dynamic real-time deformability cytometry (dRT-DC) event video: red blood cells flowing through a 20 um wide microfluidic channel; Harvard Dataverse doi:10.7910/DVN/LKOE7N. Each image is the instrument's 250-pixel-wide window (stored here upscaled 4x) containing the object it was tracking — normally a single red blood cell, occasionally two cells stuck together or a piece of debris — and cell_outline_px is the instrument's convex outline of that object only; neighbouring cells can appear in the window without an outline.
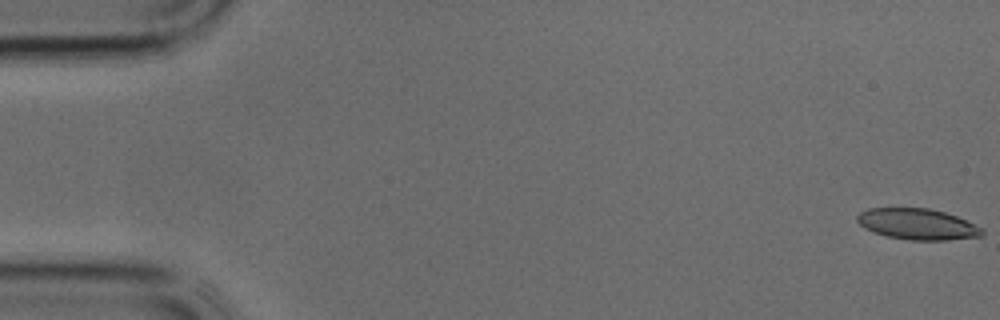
{"species": "common noctule bat (a hibernating species)", "species_latin": "Nyctalus noctula", "temperature_condition": "cold", "stored_images_in_passage": 38, "camera_frame_rate_fps": 3000, "um_per_image_px": 0.085, "animal": {"sex": "male", "body_mass_g": 17.9, "forearm_length_mm": 54.2}, "frame": {"image": 1, "passage_image": 1, "time_ms": 0.0, "image_size_px": [1000, 320], "cell_outline_px": [[984, 236], [948, 240], [908, 240], [888, 236], [864, 228], [856, 220], [856, 216], [860, 212], [868, 208], [928, 208], [944, 212], [956, 216], [984, 228]], "centroid_in_image_um": [78.01, 19.05], "position_along_channel_um": 7.0, "area_um2": 22.6}}
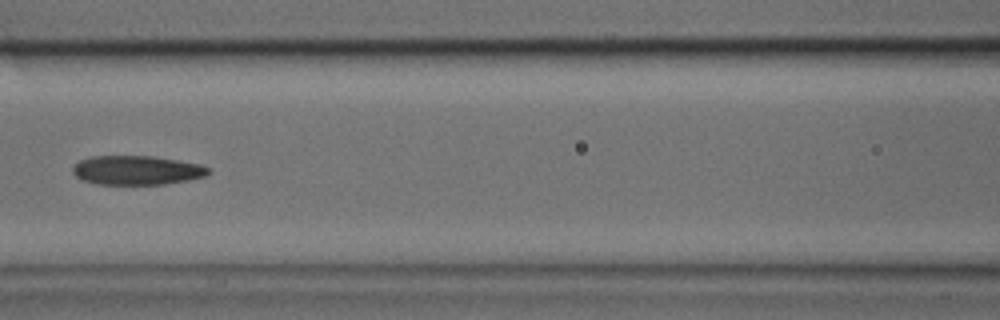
{"frame": {"image": 2, "passage_image": 17, "time_ms": 5.333, "image_size_px": [1000, 320], "cell_outline_px": [[212, 172], [204, 176], [188, 180], [164, 184], [96, 184], [84, 180], [76, 176], [72, 172], [72, 168], [80, 160], [92, 156], [152, 156], [200, 164], [212, 168]], "centroid_in_image_um": [11.66, 14.47], "position_along_channel_um": 154.9, "area_um2": 23.0}}
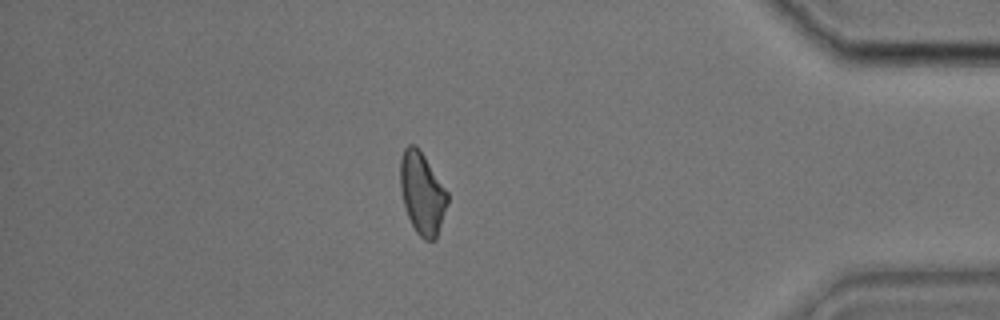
{"frame": {"image": 3, "passage_image": 33, "time_ms": 10.667, "image_size_px": [1000, 320], "cell_outline_px": [[448, 204], [436, 240], [424, 240], [416, 232], [408, 216], [404, 204], [400, 188], [400, 160], [404, 148], [408, 144], [416, 144], [448, 192]], "centroid_in_image_um": [35.89, 16.43], "position_along_channel_um": 399.3, "area_um2": 22.54}}